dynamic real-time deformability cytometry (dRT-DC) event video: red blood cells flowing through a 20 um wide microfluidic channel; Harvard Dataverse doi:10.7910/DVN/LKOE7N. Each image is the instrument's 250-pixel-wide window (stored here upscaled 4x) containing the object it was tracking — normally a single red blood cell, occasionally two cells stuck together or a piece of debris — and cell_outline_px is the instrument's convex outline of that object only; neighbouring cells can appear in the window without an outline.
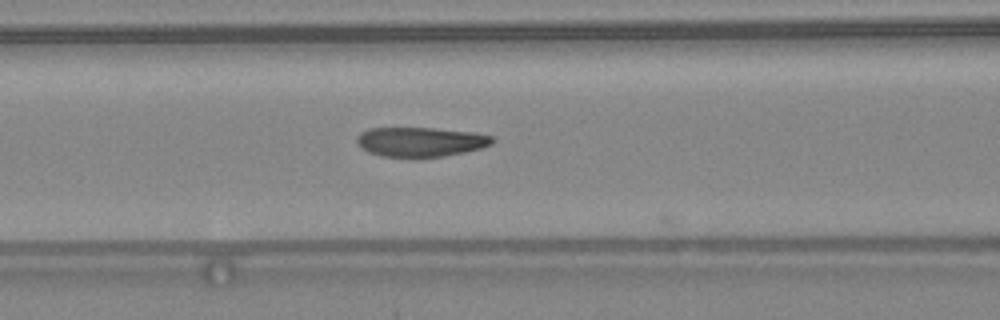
{"species": "common noctule bat (a hibernating species)", "species_latin": "Nyctalus noctula", "temperature_condition": "warm", "stored_images_in_passage": 6, "camera_frame_rate_fps": 3000, "um_per_image_px": 0.085, "animal": {"sex": "female", "body_mass_g": 24.6, "forearm_length_mm": 56.2}, "frame": {"image": 1, "passage_image": 5, "time_ms": 1.333, "image_size_px": [1000, 320], "cell_outline_px": [[496, 140], [492, 144], [480, 148], [464, 152], [444, 156], [416, 160], [412, 160], [384, 156], [368, 152], [356, 140], [356, 136], [360, 132], [368, 128], [432, 128], [472, 132], [492, 136]], "centroid_in_image_um": [35.74, 12.09], "position_along_channel_um": 130.9, "area_um2": 23.87}}